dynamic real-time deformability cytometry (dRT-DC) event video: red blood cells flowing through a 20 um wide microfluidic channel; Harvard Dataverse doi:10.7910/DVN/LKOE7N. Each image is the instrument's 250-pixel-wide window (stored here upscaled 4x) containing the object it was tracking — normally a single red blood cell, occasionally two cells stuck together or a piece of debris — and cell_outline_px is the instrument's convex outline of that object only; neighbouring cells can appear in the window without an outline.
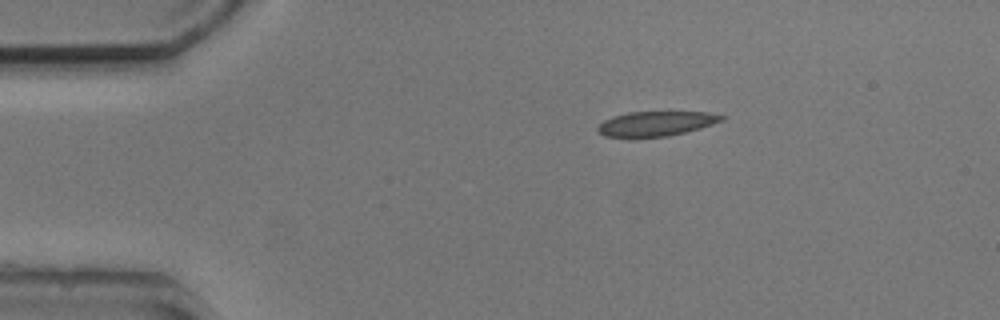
{"species": "common noctule bat (a hibernating species)", "species_latin": "Nyctalus noctula", "temperature_condition": "cold", "stored_images_in_passage": 8, "camera_frame_rate_fps": 3000, "um_per_image_px": 0.085, "animal": {"sex": "male", "body_mass_g": 20.5, "forearm_length_mm": 52.5}, "frame": {"image": 1, "passage_image": 1, "time_ms": 0.0, "image_size_px": [1000, 320], "cell_outline_px": [[728, 116], [724, 120], [700, 128], [668, 136], [636, 140], [628, 140], [604, 136], [596, 128], [604, 120], [612, 116], [628, 112], [708, 112]], "centroid_in_image_um": [55.7, 10.55], "position_along_channel_um": 29.3, "area_um2": 18.61}}